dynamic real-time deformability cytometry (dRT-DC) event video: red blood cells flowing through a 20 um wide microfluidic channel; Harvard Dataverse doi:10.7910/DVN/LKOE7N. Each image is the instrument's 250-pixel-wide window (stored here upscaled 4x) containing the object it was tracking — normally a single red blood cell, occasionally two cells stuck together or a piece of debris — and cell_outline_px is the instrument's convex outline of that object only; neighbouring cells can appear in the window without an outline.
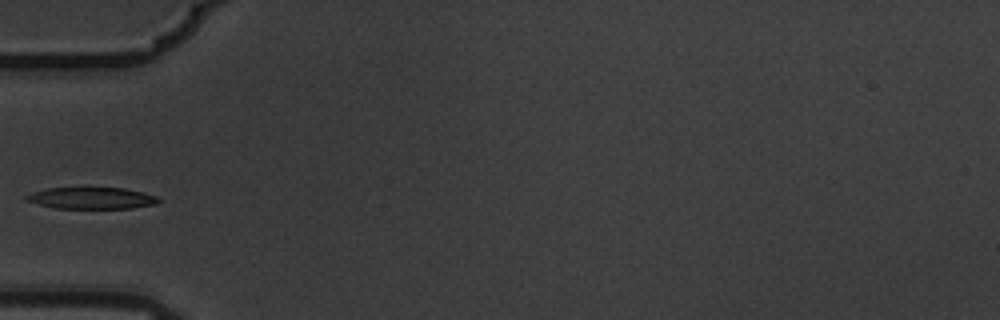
{"species": "common noctule bat (a hibernating species)", "species_latin": "Nyctalus noctula", "temperature_condition": "warm", "stored_images_in_passage": 5, "camera_frame_rate_fps": 3000, "um_per_image_px": 0.085, "animal": {"sex": "male", "body_mass_g": 19.5, "forearm_length_mm": 54.6}, "frame": {"image": 1, "passage_image": 4, "time_ms": 1.0, "image_size_px": [1000, 320], "cell_outline_px": [[160, 200], [156, 204], [132, 208], [56, 208], [24, 200], [24, 196], [32, 192], [48, 188], [124, 188], [144, 192], [156, 196]], "centroid_in_image_um": [7.79, 16.83], "position_along_channel_um": 77.2, "area_um2": 16.53}}
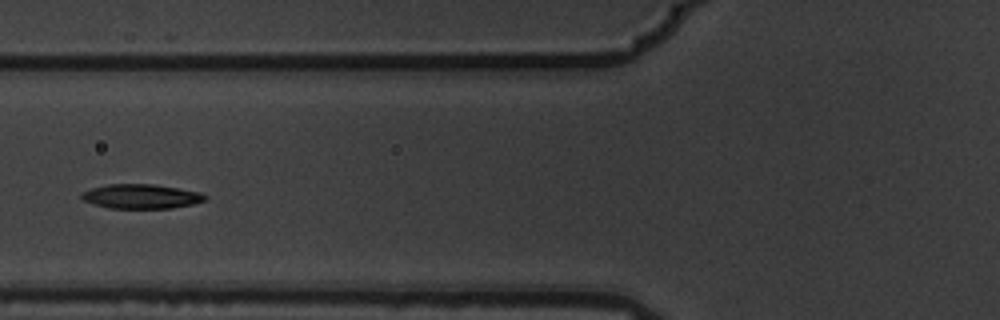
{"frame": {"image": 2, "passage_image": 5, "time_ms": 1.333, "image_size_px": [1000, 320], "cell_outline_px": [[208, 196], [204, 200], [192, 204], [172, 208], [108, 208], [92, 204], [84, 200], [80, 196], [80, 192], [92, 188], [108, 184], [152, 184], [200, 192]], "centroid_in_image_um": [11.95, 16.69], "position_along_channel_um": 113.8, "area_um2": 17.51}}